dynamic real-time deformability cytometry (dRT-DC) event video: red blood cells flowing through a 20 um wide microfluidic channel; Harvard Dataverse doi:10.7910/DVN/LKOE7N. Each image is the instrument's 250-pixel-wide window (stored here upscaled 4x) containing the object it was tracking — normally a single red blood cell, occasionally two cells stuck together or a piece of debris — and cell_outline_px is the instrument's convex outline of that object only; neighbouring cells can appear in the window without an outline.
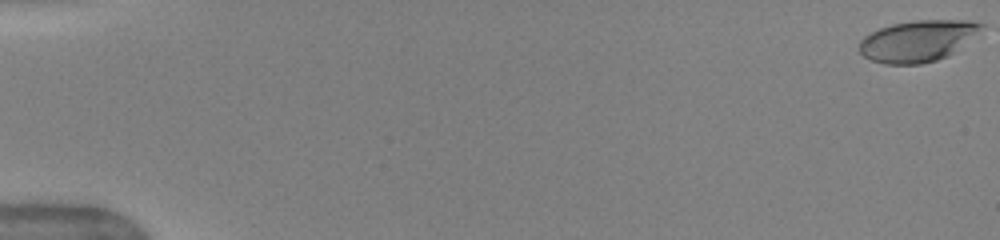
{"species": "human", "species_latin": "Homo sapiens", "temperature_condition": "warm", "stored_images_in_passage": 52, "camera_frame_rate_fps": 3000, "um_per_image_px": 0.085, "donor": {"sex": "female"}, "frame": {"image": 1, "passage_image": 1, "time_ms": 0.0, "image_size_px": [1000, 240], "cell_outline_px": [[984, 24], [980, 28], [948, 56], [936, 60], [920, 64], [884, 64], [872, 60], [864, 56], [860, 52], [860, 40], [864, 36], [880, 28], [892, 24], [916, 20], [968, 20]], "centroid_in_image_um": [77.93, 3.48], "position_along_channel_um": 7.1, "area_um2": 28.67}}
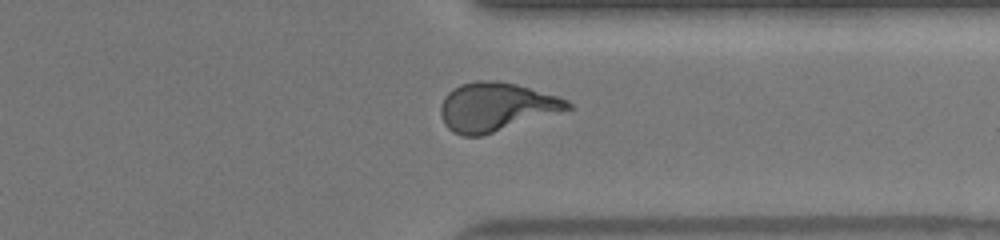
{"frame": {"image": 2, "passage_image": 41, "time_ms": 13.333, "image_size_px": [1000, 240], "cell_outline_px": [[572, 108], [480, 136], [464, 136], [452, 132], [444, 124], [440, 112], [440, 104], [444, 96], [452, 88], [460, 84], [476, 80], [496, 80], [516, 84], [556, 96], [568, 100], [572, 104]], "centroid_in_image_um": [42.1, 9.07], "position_along_channel_um": 369.3, "area_um2": 35.72}}
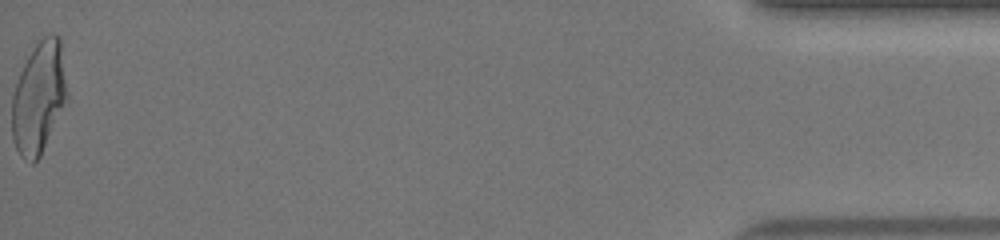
{"frame": {"image": 3, "passage_image": 52, "time_ms": 17.0, "image_size_px": [1000, 240], "cell_outline_px": [[68, 96], [40, 156], [32, 164], [24, 160], [20, 156], [12, 140], [12, 96], [20, 72], [28, 56], [36, 44], [44, 36], [52, 32], [60, 36], [68, 92]], "centroid_in_image_um": [3.29, 8.29], "position_along_channel_um": 431.9, "area_um2": 35.84}, "authors_computed_cell_mechanics": {"area_um2": 34.68, "velocity_mm_per_s": 4.0561, "shape_relaxation_time_tau1_ms": 5.036, "shape_relaxation_time_tau2_ms": 0.9181, "deformation_change_tau1": 0.2383, "deformation_change_tau2": 0.0939}}